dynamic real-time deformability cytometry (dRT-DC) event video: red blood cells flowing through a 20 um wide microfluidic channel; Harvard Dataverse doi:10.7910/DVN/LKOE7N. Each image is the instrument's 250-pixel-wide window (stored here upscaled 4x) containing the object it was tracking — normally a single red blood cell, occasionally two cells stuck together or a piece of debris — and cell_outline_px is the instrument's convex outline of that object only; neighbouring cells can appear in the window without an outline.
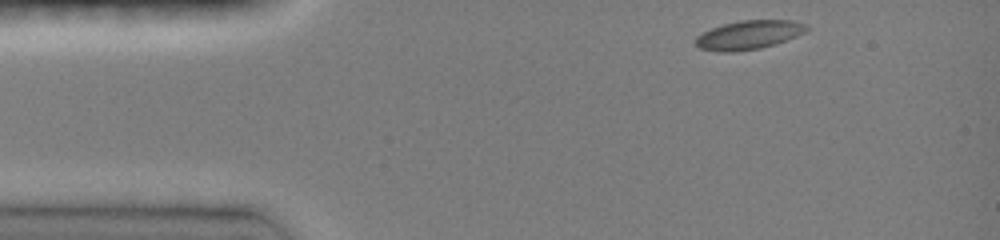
{"species": "common noctule bat (a hibernating species)", "species_latin": "Nyctalus noctula", "temperature_condition": "room temperature", "stored_images_in_passage": 7, "camera_frame_rate_fps": 3000, "um_per_image_px": 0.085, "animal": {"sex": "female", "body_mass_g": 19.0, "forearm_length_mm": 51.5}, "frame": {"image": 1, "passage_image": 1, "time_ms": 0.0, "image_size_px": [1000, 240], "cell_outline_px": [[808, 28], [804, 32], [796, 36], [760, 48], [732, 52], [716, 52], [700, 48], [696, 44], [696, 36], [712, 28], [724, 24], [740, 20], [792, 20], [808, 24]], "centroid_in_image_um": [63.64, 2.96], "position_along_channel_um": 21.4, "area_um2": 18.44}}
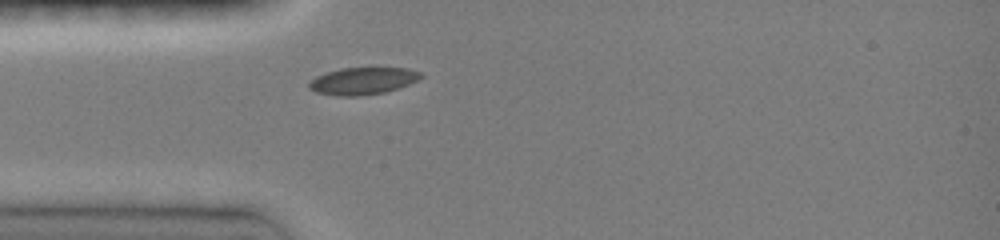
{"frame": {"image": 2, "passage_image": 4, "time_ms": 2.333, "image_size_px": [1000, 240], "cell_outline_px": [[424, 76], [400, 88], [384, 92], [360, 96], [336, 96], [316, 92], [308, 88], [308, 84], [316, 76], [340, 68], [372, 64], [408, 68], [420, 72]], "centroid_in_image_um": [30.88, 6.82], "position_along_channel_um": 54.1, "area_um2": 18.61}}